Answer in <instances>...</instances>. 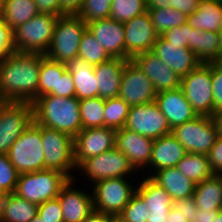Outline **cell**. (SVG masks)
<instances>
[{
  "instance_id": "cell-51",
  "label": "cell",
  "mask_w": 222,
  "mask_h": 222,
  "mask_svg": "<svg viewBox=\"0 0 222 222\" xmlns=\"http://www.w3.org/2000/svg\"><path fill=\"white\" fill-rule=\"evenodd\" d=\"M200 1L201 0H172V8L188 16L198 9Z\"/></svg>"
},
{
  "instance_id": "cell-19",
  "label": "cell",
  "mask_w": 222,
  "mask_h": 222,
  "mask_svg": "<svg viewBox=\"0 0 222 222\" xmlns=\"http://www.w3.org/2000/svg\"><path fill=\"white\" fill-rule=\"evenodd\" d=\"M75 180L68 179L57 197L64 222H82L94 211L92 192L73 187Z\"/></svg>"
},
{
  "instance_id": "cell-60",
  "label": "cell",
  "mask_w": 222,
  "mask_h": 222,
  "mask_svg": "<svg viewBox=\"0 0 222 222\" xmlns=\"http://www.w3.org/2000/svg\"><path fill=\"white\" fill-rule=\"evenodd\" d=\"M218 36H219V44H220V55H222V26L218 30Z\"/></svg>"
},
{
  "instance_id": "cell-58",
  "label": "cell",
  "mask_w": 222,
  "mask_h": 222,
  "mask_svg": "<svg viewBox=\"0 0 222 222\" xmlns=\"http://www.w3.org/2000/svg\"><path fill=\"white\" fill-rule=\"evenodd\" d=\"M212 63L222 71V55H219Z\"/></svg>"
},
{
  "instance_id": "cell-9",
  "label": "cell",
  "mask_w": 222,
  "mask_h": 222,
  "mask_svg": "<svg viewBox=\"0 0 222 222\" xmlns=\"http://www.w3.org/2000/svg\"><path fill=\"white\" fill-rule=\"evenodd\" d=\"M211 63H200L181 78V89L197 115L214 114Z\"/></svg>"
},
{
  "instance_id": "cell-14",
  "label": "cell",
  "mask_w": 222,
  "mask_h": 222,
  "mask_svg": "<svg viewBox=\"0 0 222 222\" xmlns=\"http://www.w3.org/2000/svg\"><path fill=\"white\" fill-rule=\"evenodd\" d=\"M157 92L152 81L131 59L127 60L118 97L130 107L155 102Z\"/></svg>"
},
{
  "instance_id": "cell-18",
  "label": "cell",
  "mask_w": 222,
  "mask_h": 222,
  "mask_svg": "<svg viewBox=\"0 0 222 222\" xmlns=\"http://www.w3.org/2000/svg\"><path fill=\"white\" fill-rule=\"evenodd\" d=\"M131 60L152 81L157 93L181 87V78L179 75L151 51L136 54Z\"/></svg>"
},
{
  "instance_id": "cell-21",
  "label": "cell",
  "mask_w": 222,
  "mask_h": 222,
  "mask_svg": "<svg viewBox=\"0 0 222 222\" xmlns=\"http://www.w3.org/2000/svg\"><path fill=\"white\" fill-rule=\"evenodd\" d=\"M87 29L111 58L125 59V28L123 23L109 17L87 23Z\"/></svg>"
},
{
  "instance_id": "cell-29",
  "label": "cell",
  "mask_w": 222,
  "mask_h": 222,
  "mask_svg": "<svg viewBox=\"0 0 222 222\" xmlns=\"http://www.w3.org/2000/svg\"><path fill=\"white\" fill-rule=\"evenodd\" d=\"M187 23L201 31L218 33L222 26V4L201 0L198 9L187 16Z\"/></svg>"
},
{
  "instance_id": "cell-10",
  "label": "cell",
  "mask_w": 222,
  "mask_h": 222,
  "mask_svg": "<svg viewBox=\"0 0 222 222\" xmlns=\"http://www.w3.org/2000/svg\"><path fill=\"white\" fill-rule=\"evenodd\" d=\"M34 121L33 103L6 101L0 106V154H8L13 143Z\"/></svg>"
},
{
  "instance_id": "cell-16",
  "label": "cell",
  "mask_w": 222,
  "mask_h": 222,
  "mask_svg": "<svg viewBox=\"0 0 222 222\" xmlns=\"http://www.w3.org/2000/svg\"><path fill=\"white\" fill-rule=\"evenodd\" d=\"M123 25L125 28L126 60L132 59L136 54L152 51L159 35L155 32L148 11L137 15Z\"/></svg>"
},
{
  "instance_id": "cell-59",
  "label": "cell",
  "mask_w": 222,
  "mask_h": 222,
  "mask_svg": "<svg viewBox=\"0 0 222 222\" xmlns=\"http://www.w3.org/2000/svg\"><path fill=\"white\" fill-rule=\"evenodd\" d=\"M212 222H222V209L218 211L217 216L212 217Z\"/></svg>"
},
{
  "instance_id": "cell-30",
  "label": "cell",
  "mask_w": 222,
  "mask_h": 222,
  "mask_svg": "<svg viewBox=\"0 0 222 222\" xmlns=\"http://www.w3.org/2000/svg\"><path fill=\"white\" fill-rule=\"evenodd\" d=\"M38 205L15 193L6 194L0 209V222H30L37 215Z\"/></svg>"
},
{
  "instance_id": "cell-24",
  "label": "cell",
  "mask_w": 222,
  "mask_h": 222,
  "mask_svg": "<svg viewBox=\"0 0 222 222\" xmlns=\"http://www.w3.org/2000/svg\"><path fill=\"white\" fill-rule=\"evenodd\" d=\"M187 153L184 146L172 133L155 139L149 162L151 171L150 175L147 174L148 177H151L159 169L176 167Z\"/></svg>"
},
{
  "instance_id": "cell-57",
  "label": "cell",
  "mask_w": 222,
  "mask_h": 222,
  "mask_svg": "<svg viewBox=\"0 0 222 222\" xmlns=\"http://www.w3.org/2000/svg\"><path fill=\"white\" fill-rule=\"evenodd\" d=\"M211 117L216 126L218 135L222 136V110L215 111Z\"/></svg>"
},
{
  "instance_id": "cell-17",
  "label": "cell",
  "mask_w": 222,
  "mask_h": 222,
  "mask_svg": "<svg viewBox=\"0 0 222 222\" xmlns=\"http://www.w3.org/2000/svg\"><path fill=\"white\" fill-rule=\"evenodd\" d=\"M154 139L140 135L137 132L126 129H118L116 132L115 147L121 151L137 171L139 168L149 167L152 156Z\"/></svg>"
},
{
  "instance_id": "cell-47",
  "label": "cell",
  "mask_w": 222,
  "mask_h": 222,
  "mask_svg": "<svg viewBox=\"0 0 222 222\" xmlns=\"http://www.w3.org/2000/svg\"><path fill=\"white\" fill-rule=\"evenodd\" d=\"M214 112L222 110V71L211 63Z\"/></svg>"
},
{
  "instance_id": "cell-49",
  "label": "cell",
  "mask_w": 222,
  "mask_h": 222,
  "mask_svg": "<svg viewBox=\"0 0 222 222\" xmlns=\"http://www.w3.org/2000/svg\"><path fill=\"white\" fill-rule=\"evenodd\" d=\"M173 207L179 210L188 222H194V215L198 212V208L193 197L176 200L173 202Z\"/></svg>"
},
{
  "instance_id": "cell-46",
  "label": "cell",
  "mask_w": 222,
  "mask_h": 222,
  "mask_svg": "<svg viewBox=\"0 0 222 222\" xmlns=\"http://www.w3.org/2000/svg\"><path fill=\"white\" fill-rule=\"evenodd\" d=\"M13 30L0 17V58L14 52Z\"/></svg>"
},
{
  "instance_id": "cell-7",
  "label": "cell",
  "mask_w": 222,
  "mask_h": 222,
  "mask_svg": "<svg viewBox=\"0 0 222 222\" xmlns=\"http://www.w3.org/2000/svg\"><path fill=\"white\" fill-rule=\"evenodd\" d=\"M127 180L128 178L118 177L94 183L91 187L94 211L112 218L118 217L135 194L137 187Z\"/></svg>"
},
{
  "instance_id": "cell-34",
  "label": "cell",
  "mask_w": 222,
  "mask_h": 222,
  "mask_svg": "<svg viewBox=\"0 0 222 222\" xmlns=\"http://www.w3.org/2000/svg\"><path fill=\"white\" fill-rule=\"evenodd\" d=\"M105 99L94 97L79 100L82 129L104 127Z\"/></svg>"
},
{
  "instance_id": "cell-37",
  "label": "cell",
  "mask_w": 222,
  "mask_h": 222,
  "mask_svg": "<svg viewBox=\"0 0 222 222\" xmlns=\"http://www.w3.org/2000/svg\"><path fill=\"white\" fill-rule=\"evenodd\" d=\"M130 106L121 98L105 99L104 126L115 130L125 126Z\"/></svg>"
},
{
  "instance_id": "cell-38",
  "label": "cell",
  "mask_w": 222,
  "mask_h": 222,
  "mask_svg": "<svg viewBox=\"0 0 222 222\" xmlns=\"http://www.w3.org/2000/svg\"><path fill=\"white\" fill-rule=\"evenodd\" d=\"M146 11L145 0H114L111 4L109 17L125 23Z\"/></svg>"
},
{
  "instance_id": "cell-53",
  "label": "cell",
  "mask_w": 222,
  "mask_h": 222,
  "mask_svg": "<svg viewBox=\"0 0 222 222\" xmlns=\"http://www.w3.org/2000/svg\"><path fill=\"white\" fill-rule=\"evenodd\" d=\"M218 211L199 210L194 215V222H212V217L217 216Z\"/></svg>"
},
{
  "instance_id": "cell-64",
  "label": "cell",
  "mask_w": 222,
  "mask_h": 222,
  "mask_svg": "<svg viewBox=\"0 0 222 222\" xmlns=\"http://www.w3.org/2000/svg\"><path fill=\"white\" fill-rule=\"evenodd\" d=\"M6 101H5V99L2 97V95H1V93H0V106L2 105V104H4Z\"/></svg>"
},
{
  "instance_id": "cell-36",
  "label": "cell",
  "mask_w": 222,
  "mask_h": 222,
  "mask_svg": "<svg viewBox=\"0 0 222 222\" xmlns=\"http://www.w3.org/2000/svg\"><path fill=\"white\" fill-rule=\"evenodd\" d=\"M78 56L93 66L111 59L99 41L88 29H86L82 35Z\"/></svg>"
},
{
  "instance_id": "cell-48",
  "label": "cell",
  "mask_w": 222,
  "mask_h": 222,
  "mask_svg": "<svg viewBox=\"0 0 222 222\" xmlns=\"http://www.w3.org/2000/svg\"><path fill=\"white\" fill-rule=\"evenodd\" d=\"M207 156L213 174L222 175V136L217 137Z\"/></svg>"
},
{
  "instance_id": "cell-33",
  "label": "cell",
  "mask_w": 222,
  "mask_h": 222,
  "mask_svg": "<svg viewBox=\"0 0 222 222\" xmlns=\"http://www.w3.org/2000/svg\"><path fill=\"white\" fill-rule=\"evenodd\" d=\"M176 168L196 184L213 175L208 156L202 154L187 153Z\"/></svg>"
},
{
  "instance_id": "cell-54",
  "label": "cell",
  "mask_w": 222,
  "mask_h": 222,
  "mask_svg": "<svg viewBox=\"0 0 222 222\" xmlns=\"http://www.w3.org/2000/svg\"><path fill=\"white\" fill-rule=\"evenodd\" d=\"M146 8L148 9H159V8H172V0H145Z\"/></svg>"
},
{
  "instance_id": "cell-8",
  "label": "cell",
  "mask_w": 222,
  "mask_h": 222,
  "mask_svg": "<svg viewBox=\"0 0 222 222\" xmlns=\"http://www.w3.org/2000/svg\"><path fill=\"white\" fill-rule=\"evenodd\" d=\"M41 140L45 155V169L60 171L69 179L75 178L72 175L73 170L77 169L74 162L73 137L41 125Z\"/></svg>"
},
{
  "instance_id": "cell-15",
  "label": "cell",
  "mask_w": 222,
  "mask_h": 222,
  "mask_svg": "<svg viewBox=\"0 0 222 222\" xmlns=\"http://www.w3.org/2000/svg\"><path fill=\"white\" fill-rule=\"evenodd\" d=\"M117 130L108 127L82 129L74 138V162L78 167L84 160L98 156L115 147Z\"/></svg>"
},
{
  "instance_id": "cell-22",
  "label": "cell",
  "mask_w": 222,
  "mask_h": 222,
  "mask_svg": "<svg viewBox=\"0 0 222 222\" xmlns=\"http://www.w3.org/2000/svg\"><path fill=\"white\" fill-rule=\"evenodd\" d=\"M151 52L158 56L162 62L167 63L169 68L180 78L185 77L201 63L188 47L170 44L161 36H158Z\"/></svg>"
},
{
  "instance_id": "cell-12",
  "label": "cell",
  "mask_w": 222,
  "mask_h": 222,
  "mask_svg": "<svg viewBox=\"0 0 222 222\" xmlns=\"http://www.w3.org/2000/svg\"><path fill=\"white\" fill-rule=\"evenodd\" d=\"M188 153L208 155L219 136L211 116L198 115L172 129Z\"/></svg>"
},
{
  "instance_id": "cell-61",
  "label": "cell",
  "mask_w": 222,
  "mask_h": 222,
  "mask_svg": "<svg viewBox=\"0 0 222 222\" xmlns=\"http://www.w3.org/2000/svg\"><path fill=\"white\" fill-rule=\"evenodd\" d=\"M5 196H6V193L0 189V209H1V205L4 201Z\"/></svg>"
},
{
  "instance_id": "cell-50",
  "label": "cell",
  "mask_w": 222,
  "mask_h": 222,
  "mask_svg": "<svg viewBox=\"0 0 222 222\" xmlns=\"http://www.w3.org/2000/svg\"><path fill=\"white\" fill-rule=\"evenodd\" d=\"M39 13H48L54 16H62L60 0H34Z\"/></svg>"
},
{
  "instance_id": "cell-39",
  "label": "cell",
  "mask_w": 222,
  "mask_h": 222,
  "mask_svg": "<svg viewBox=\"0 0 222 222\" xmlns=\"http://www.w3.org/2000/svg\"><path fill=\"white\" fill-rule=\"evenodd\" d=\"M58 61L51 60L46 56L41 60L39 70V97L57 91Z\"/></svg>"
},
{
  "instance_id": "cell-2",
  "label": "cell",
  "mask_w": 222,
  "mask_h": 222,
  "mask_svg": "<svg viewBox=\"0 0 222 222\" xmlns=\"http://www.w3.org/2000/svg\"><path fill=\"white\" fill-rule=\"evenodd\" d=\"M34 121L44 127L62 131L73 138L82 130L79 100L74 97L44 95L33 102Z\"/></svg>"
},
{
  "instance_id": "cell-26",
  "label": "cell",
  "mask_w": 222,
  "mask_h": 222,
  "mask_svg": "<svg viewBox=\"0 0 222 222\" xmlns=\"http://www.w3.org/2000/svg\"><path fill=\"white\" fill-rule=\"evenodd\" d=\"M66 66L67 71L72 75L75 97L78 100L98 97V84L93 65L76 56Z\"/></svg>"
},
{
  "instance_id": "cell-55",
  "label": "cell",
  "mask_w": 222,
  "mask_h": 222,
  "mask_svg": "<svg viewBox=\"0 0 222 222\" xmlns=\"http://www.w3.org/2000/svg\"><path fill=\"white\" fill-rule=\"evenodd\" d=\"M112 217L103 213L93 211L82 222H109Z\"/></svg>"
},
{
  "instance_id": "cell-6",
  "label": "cell",
  "mask_w": 222,
  "mask_h": 222,
  "mask_svg": "<svg viewBox=\"0 0 222 222\" xmlns=\"http://www.w3.org/2000/svg\"><path fill=\"white\" fill-rule=\"evenodd\" d=\"M43 150L41 125L33 121L13 143L7 155L20 174L29 173L45 170Z\"/></svg>"
},
{
  "instance_id": "cell-11",
  "label": "cell",
  "mask_w": 222,
  "mask_h": 222,
  "mask_svg": "<svg viewBox=\"0 0 222 222\" xmlns=\"http://www.w3.org/2000/svg\"><path fill=\"white\" fill-rule=\"evenodd\" d=\"M76 170H79V172L81 170L82 174L87 176V180H90L89 185H93L103 179L127 178L132 173L134 175V171L138 173L130 164L128 158L116 147L84 160Z\"/></svg>"
},
{
  "instance_id": "cell-3",
  "label": "cell",
  "mask_w": 222,
  "mask_h": 222,
  "mask_svg": "<svg viewBox=\"0 0 222 222\" xmlns=\"http://www.w3.org/2000/svg\"><path fill=\"white\" fill-rule=\"evenodd\" d=\"M87 24L78 15H62L58 17L51 43L47 52V58L67 64L78 56L81 38Z\"/></svg>"
},
{
  "instance_id": "cell-56",
  "label": "cell",
  "mask_w": 222,
  "mask_h": 222,
  "mask_svg": "<svg viewBox=\"0 0 222 222\" xmlns=\"http://www.w3.org/2000/svg\"><path fill=\"white\" fill-rule=\"evenodd\" d=\"M168 222H188L183 214L174 207L171 208L168 216H167Z\"/></svg>"
},
{
  "instance_id": "cell-52",
  "label": "cell",
  "mask_w": 222,
  "mask_h": 222,
  "mask_svg": "<svg viewBox=\"0 0 222 222\" xmlns=\"http://www.w3.org/2000/svg\"><path fill=\"white\" fill-rule=\"evenodd\" d=\"M84 0H60V10L63 15H78Z\"/></svg>"
},
{
  "instance_id": "cell-25",
  "label": "cell",
  "mask_w": 222,
  "mask_h": 222,
  "mask_svg": "<svg viewBox=\"0 0 222 222\" xmlns=\"http://www.w3.org/2000/svg\"><path fill=\"white\" fill-rule=\"evenodd\" d=\"M126 62V59L111 58L107 62L94 66L98 97L103 99L118 97Z\"/></svg>"
},
{
  "instance_id": "cell-62",
  "label": "cell",
  "mask_w": 222,
  "mask_h": 222,
  "mask_svg": "<svg viewBox=\"0 0 222 222\" xmlns=\"http://www.w3.org/2000/svg\"><path fill=\"white\" fill-rule=\"evenodd\" d=\"M30 222H44L39 215H36Z\"/></svg>"
},
{
  "instance_id": "cell-43",
  "label": "cell",
  "mask_w": 222,
  "mask_h": 222,
  "mask_svg": "<svg viewBox=\"0 0 222 222\" xmlns=\"http://www.w3.org/2000/svg\"><path fill=\"white\" fill-rule=\"evenodd\" d=\"M161 37L170 44L183 45L192 50L193 27L187 22L164 32Z\"/></svg>"
},
{
  "instance_id": "cell-5",
  "label": "cell",
  "mask_w": 222,
  "mask_h": 222,
  "mask_svg": "<svg viewBox=\"0 0 222 222\" xmlns=\"http://www.w3.org/2000/svg\"><path fill=\"white\" fill-rule=\"evenodd\" d=\"M58 17L48 13H38L26 23L13 30L15 51L45 54L51 43Z\"/></svg>"
},
{
  "instance_id": "cell-31",
  "label": "cell",
  "mask_w": 222,
  "mask_h": 222,
  "mask_svg": "<svg viewBox=\"0 0 222 222\" xmlns=\"http://www.w3.org/2000/svg\"><path fill=\"white\" fill-rule=\"evenodd\" d=\"M34 0H3L0 17L14 30L38 14Z\"/></svg>"
},
{
  "instance_id": "cell-35",
  "label": "cell",
  "mask_w": 222,
  "mask_h": 222,
  "mask_svg": "<svg viewBox=\"0 0 222 222\" xmlns=\"http://www.w3.org/2000/svg\"><path fill=\"white\" fill-rule=\"evenodd\" d=\"M155 32L161 36L164 32L187 22V15L171 7L148 9Z\"/></svg>"
},
{
  "instance_id": "cell-63",
  "label": "cell",
  "mask_w": 222,
  "mask_h": 222,
  "mask_svg": "<svg viewBox=\"0 0 222 222\" xmlns=\"http://www.w3.org/2000/svg\"><path fill=\"white\" fill-rule=\"evenodd\" d=\"M109 222H122L118 217H113L109 220Z\"/></svg>"
},
{
  "instance_id": "cell-32",
  "label": "cell",
  "mask_w": 222,
  "mask_h": 222,
  "mask_svg": "<svg viewBox=\"0 0 222 222\" xmlns=\"http://www.w3.org/2000/svg\"><path fill=\"white\" fill-rule=\"evenodd\" d=\"M192 51L201 63H212L220 55L218 33L193 28Z\"/></svg>"
},
{
  "instance_id": "cell-65",
  "label": "cell",
  "mask_w": 222,
  "mask_h": 222,
  "mask_svg": "<svg viewBox=\"0 0 222 222\" xmlns=\"http://www.w3.org/2000/svg\"><path fill=\"white\" fill-rule=\"evenodd\" d=\"M202 1H213V2H216V3H221L222 4V0H202Z\"/></svg>"
},
{
  "instance_id": "cell-23",
  "label": "cell",
  "mask_w": 222,
  "mask_h": 222,
  "mask_svg": "<svg viewBox=\"0 0 222 222\" xmlns=\"http://www.w3.org/2000/svg\"><path fill=\"white\" fill-rule=\"evenodd\" d=\"M155 102L166 117L171 130L198 116L181 88L157 93Z\"/></svg>"
},
{
  "instance_id": "cell-44",
  "label": "cell",
  "mask_w": 222,
  "mask_h": 222,
  "mask_svg": "<svg viewBox=\"0 0 222 222\" xmlns=\"http://www.w3.org/2000/svg\"><path fill=\"white\" fill-rule=\"evenodd\" d=\"M50 95L64 98L75 96V86L72 75L67 71L66 64L58 62V83L57 91H51Z\"/></svg>"
},
{
  "instance_id": "cell-41",
  "label": "cell",
  "mask_w": 222,
  "mask_h": 222,
  "mask_svg": "<svg viewBox=\"0 0 222 222\" xmlns=\"http://www.w3.org/2000/svg\"><path fill=\"white\" fill-rule=\"evenodd\" d=\"M148 207L146 203L135 193L123 211L118 216L122 222H147Z\"/></svg>"
},
{
  "instance_id": "cell-13",
  "label": "cell",
  "mask_w": 222,
  "mask_h": 222,
  "mask_svg": "<svg viewBox=\"0 0 222 222\" xmlns=\"http://www.w3.org/2000/svg\"><path fill=\"white\" fill-rule=\"evenodd\" d=\"M124 127L154 140L172 133L156 102L131 106Z\"/></svg>"
},
{
  "instance_id": "cell-42",
  "label": "cell",
  "mask_w": 222,
  "mask_h": 222,
  "mask_svg": "<svg viewBox=\"0 0 222 222\" xmlns=\"http://www.w3.org/2000/svg\"><path fill=\"white\" fill-rule=\"evenodd\" d=\"M19 175L8 155L0 154V189L6 194L14 193Z\"/></svg>"
},
{
  "instance_id": "cell-20",
  "label": "cell",
  "mask_w": 222,
  "mask_h": 222,
  "mask_svg": "<svg viewBox=\"0 0 222 222\" xmlns=\"http://www.w3.org/2000/svg\"><path fill=\"white\" fill-rule=\"evenodd\" d=\"M137 181L135 193L146 203L149 215L147 222H168L167 216L173 207L171 196L151 177Z\"/></svg>"
},
{
  "instance_id": "cell-27",
  "label": "cell",
  "mask_w": 222,
  "mask_h": 222,
  "mask_svg": "<svg viewBox=\"0 0 222 222\" xmlns=\"http://www.w3.org/2000/svg\"><path fill=\"white\" fill-rule=\"evenodd\" d=\"M151 178L165 189L173 201L193 197L196 183L176 167L159 169Z\"/></svg>"
},
{
  "instance_id": "cell-28",
  "label": "cell",
  "mask_w": 222,
  "mask_h": 222,
  "mask_svg": "<svg viewBox=\"0 0 222 222\" xmlns=\"http://www.w3.org/2000/svg\"><path fill=\"white\" fill-rule=\"evenodd\" d=\"M193 198L199 210L220 211L222 209V175L213 174L196 184Z\"/></svg>"
},
{
  "instance_id": "cell-4",
  "label": "cell",
  "mask_w": 222,
  "mask_h": 222,
  "mask_svg": "<svg viewBox=\"0 0 222 222\" xmlns=\"http://www.w3.org/2000/svg\"><path fill=\"white\" fill-rule=\"evenodd\" d=\"M68 177L56 170L21 173L14 193L25 200L40 205L58 197Z\"/></svg>"
},
{
  "instance_id": "cell-40",
  "label": "cell",
  "mask_w": 222,
  "mask_h": 222,
  "mask_svg": "<svg viewBox=\"0 0 222 222\" xmlns=\"http://www.w3.org/2000/svg\"><path fill=\"white\" fill-rule=\"evenodd\" d=\"M113 1L114 0H84L78 16L81 17L86 24L94 20L109 18Z\"/></svg>"
},
{
  "instance_id": "cell-1",
  "label": "cell",
  "mask_w": 222,
  "mask_h": 222,
  "mask_svg": "<svg viewBox=\"0 0 222 222\" xmlns=\"http://www.w3.org/2000/svg\"><path fill=\"white\" fill-rule=\"evenodd\" d=\"M40 53L14 51L0 58V93L5 101L33 103L39 97Z\"/></svg>"
},
{
  "instance_id": "cell-45",
  "label": "cell",
  "mask_w": 222,
  "mask_h": 222,
  "mask_svg": "<svg viewBox=\"0 0 222 222\" xmlns=\"http://www.w3.org/2000/svg\"><path fill=\"white\" fill-rule=\"evenodd\" d=\"M37 215L44 222H64L58 198L48 200L38 205Z\"/></svg>"
}]
</instances>
